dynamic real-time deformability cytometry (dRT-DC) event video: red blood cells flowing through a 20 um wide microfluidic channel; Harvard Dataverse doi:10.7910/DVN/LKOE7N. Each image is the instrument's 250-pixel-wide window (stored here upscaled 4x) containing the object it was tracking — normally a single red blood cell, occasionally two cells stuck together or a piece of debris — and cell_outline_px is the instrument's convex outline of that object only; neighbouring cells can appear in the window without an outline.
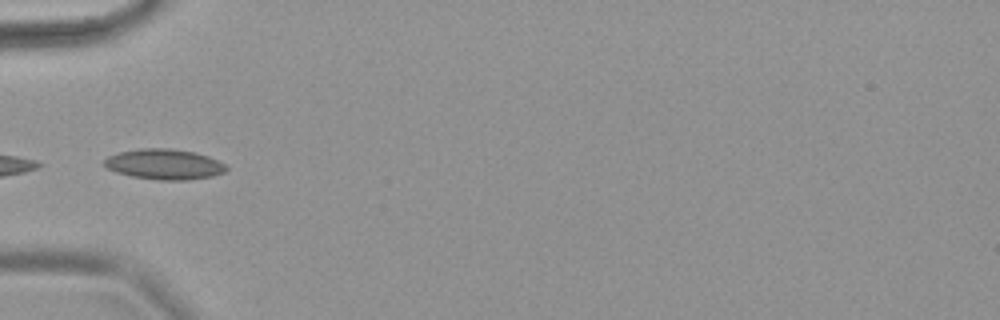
{"species": "common noctule bat (a hibernating species)", "species_latin": "Nyctalus noctula", "temperature_condition": "warm", "stored_images_in_passage": 5, "camera_frame_rate_fps": 3000, "um_per_image_px": 0.085, "animal": {"sex": "female", "body_mass_g": 18.4}, "frame": {"image": 1, "passage_image": 1, "time_ms": 0.0, "image_size_px": [1000, 320], "cell_outline_px": [[228, 168], [224, 172], [208, 176], [180, 180], [168, 180], [136, 176], [120, 172], [108, 168], [104, 164], [104, 160], [108, 156], [120, 152], [148, 148], [160, 148], [192, 152], [216, 160], [224, 164]], "centroid_in_image_um": [13.95, 13.95], "position_along_channel_um": 71.0, "area_um2": 20.46}}